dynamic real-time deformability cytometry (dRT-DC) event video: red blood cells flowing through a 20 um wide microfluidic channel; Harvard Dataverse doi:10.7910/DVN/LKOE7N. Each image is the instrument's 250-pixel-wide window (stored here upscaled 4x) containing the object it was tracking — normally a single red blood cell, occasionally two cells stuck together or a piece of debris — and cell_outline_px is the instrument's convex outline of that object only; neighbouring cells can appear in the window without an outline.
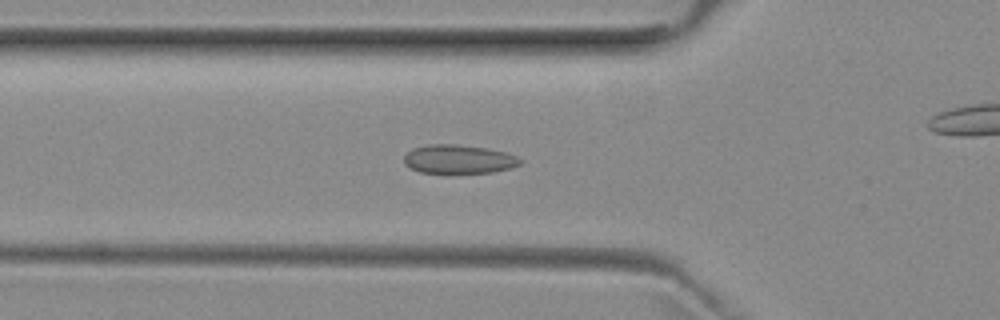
{"species": "common noctule bat (a hibernating species)", "species_latin": "Nyctalus noctula", "temperature_condition": "room temperature", "stored_images_in_passage": 53, "camera_frame_rate_fps": 3000, "um_per_image_px": 0.085, "animal": {"sex": "female", "body_mass_g": 29.2, "forearm_length_mm": 56.3}, "frame": {"image": 1, "passage_image": 18, "time_ms": 5.667, "image_size_px": [1000, 320], "cell_outline_px": [[524, 160], [520, 164], [508, 168], [492, 172], [448, 176], [420, 172], [404, 164], [404, 156], [412, 148], [428, 144], [456, 144], [488, 148], [504, 152], [516, 156]], "centroid_in_image_um": [38.96, 13.57], "position_along_channel_um": 86.8, "area_um2": 20.29}}
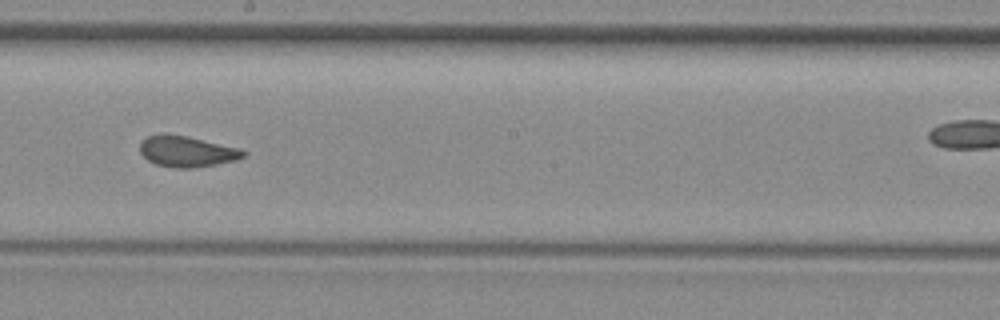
{"frame": {"image": 2, "passage_image": 29, "time_ms": 9.333, "image_size_px": [1000, 320], "cell_outline_px": [[248, 152], [244, 156], [236, 160], [216, 164], [192, 168], [172, 168], [156, 164], [148, 160], [140, 152], [140, 144], [148, 136], [188, 136], [240, 148]], "centroid_in_image_um": [15.94, 12.9], "position_along_channel_um": 232.3, "area_um2": 18.21}}
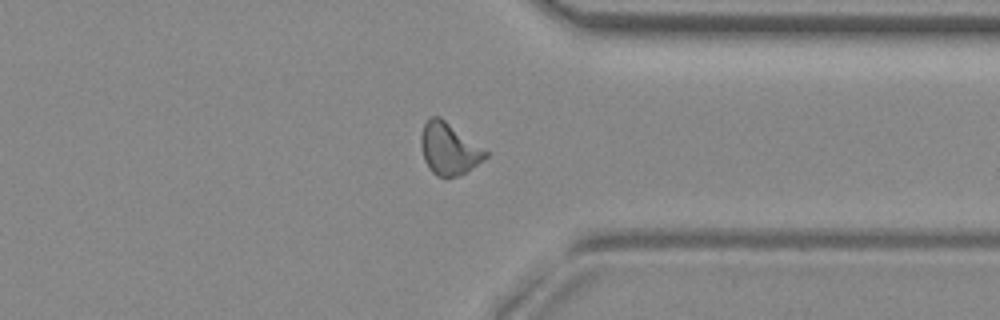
{"frame": {"image": 3, "passage_image": 40, "time_ms": 13.0, "image_size_px": [1000, 320], "cell_outline_px": [[488, 156], [464, 172], [456, 176], [444, 180], [436, 176], [432, 172], [424, 160], [420, 144], [420, 136], [424, 124], [428, 116], [440, 116], [488, 152]], "centroid_in_image_um": [38.1, 12.65], "position_along_channel_um": 373.3, "area_um2": 19.48}, "authors_computed_cell_mechanics": {"area_um2": 18.9584, "velocity_mm_per_s": 3.956, "shape_relaxation_time_tau1_ms": null, "shape_relaxation_time_tau2_ms": 1.2636, "deformation_change_tau1": null, "deformation_change_tau2": 0.0727}}